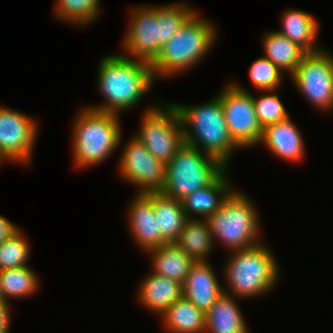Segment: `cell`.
Listing matches in <instances>:
<instances>
[{
	"mask_svg": "<svg viewBox=\"0 0 333 333\" xmlns=\"http://www.w3.org/2000/svg\"><path fill=\"white\" fill-rule=\"evenodd\" d=\"M37 129L35 119L21 111L0 106V163L8 159L28 164L37 138Z\"/></svg>",
	"mask_w": 333,
	"mask_h": 333,
	"instance_id": "obj_13",
	"label": "cell"
},
{
	"mask_svg": "<svg viewBox=\"0 0 333 333\" xmlns=\"http://www.w3.org/2000/svg\"><path fill=\"white\" fill-rule=\"evenodd\" d=\"M127 56L114 54L101 60L97 83L106 101L89 108L119 115L136 106L155 84L150 63Z\"/></svg>",
	"mask_w": 333,
	"mask_h": 333,
	"instance_id": "obj_2",
	"label": "cell"
},
{
	"mask_svg": "<svg viewBox=\"0 0 333 333\" xmlns=\"http://www.w3.org/2000/svg\"><path fill=\"white\" fill-rule=\"evenodd\" d=\"M238 307L231 293L224 290V294L206 313V331L208 333H248L244 316Z\"/></svg>",
	"mask_w": 333,
	"mask_h": 333,
	"instance_id": "obj_20",
	"label": "cell"
},
{
	"mask_svg": "<svg viewBox=\"0 0 333 333\" xmlns=\"http://www.w3.org/2000/svg\"><path fill=\"white\" fill-rule=\"evenodd\" d=\"M282 19V30L278 31L293 43L303 48L307 53L322 50L317 48L316 39L319 29L318 20L312 14L303 10H287ZM316 44V45H315Z\"/></svg>",
	"mask_w": 333,
	"mask_h": 333,
	"instance_id": "obj_19",
	"label": "cell"
},
{
	"mask_svg": "<svg viewBox=\"0 0 333 333\" xmlns=\"http://www.w3.org/2000/svg\"><path fill=\"white\" fill-rule=\"evenodd\" d=\"M99 4V0H57L54 13L60 20L87 26L101 14Z\"/></svg>",
	"mask_w": 333,
	"mask_h": 333,
	"instance_id": "obj_27",
	"label": "cell"
},
{
	"mask_svg": "<svg viewBox=\"0 0 333 333\" xmlns=\"http://www.w3.org/2000/svg\"><path fill=\"white\" fill-rule=\"evenodd\" d=\"M119 116L83 107L72 129V153L78 168L100 164L110 156L121 141Z\"/></svg>",
	"mask_w": 333,
	"mask_h": 333,
	"instance_id": "obj_5",
	"label": "cell"
},
{
	"mask_svg": "<svg viewBox=\"0 0 333 333\" xmlns=\"http://www.w3.org/2000/svg\"><path fill=\"white\" fill-rule=\"evenodd\" d=\"M153 209L162 239L166 243H175L187 219L182 201L153 192Z\"/></svg>",
	"mask_w": 333,
	"mask_h": 333,
	"instance_id": "obj_22",
	"label": "cell"
},
{
	"mask_svg": "<svg viewBox=\"0 0 333 333\" xmlns=\"http://www.w3.org/2000/svg\"><path fill=\"white\" fill-rule=\"evenodd\" d=\"M29 254L28 241L19 229L10 238L0 243V271L27 266Z\"/></svg>",
	"mask_w": 333,
	"mask_h": 333,
	"instance_id": "obj_28",
	"label": "cell"
},
{
	"mask_svg": "<svg viewBox=\"0 0 333 333\" xmlns=\"http://www.w3.org/2000/svg\"><path fill=\"white\" fill-rule=\"evenodd\" d=\"M174 106L181 117L184 142L215 157L227 167L230 156L239 147L229 135L220 98L215 96L202 105L176 103Z\"/></svg>",
	"mask_w": 333,
	"mask_h": 333,
	"instance_id": "obj_3",
	"label": "cell"
},
{
	"mask_svg": "<svg viewBox=\"0 0 333 333\" xmlns=\"http://www.w3.org/2000/svg\"><path fill=\"white\" fill-rule=\"evenodd\" d=\"M19 229L20 228H18V226H15V224H13L7 218L0 215V243L10 238Z\"/></svg>",
	"mask_w": 333,
	"mask_h": 333,
	"instance_id": "obj_32",
	"label": "cell"
},
{
	"mask_svg": "<svg viewBox=\"0 0 333 333\" xmlns=\"http://www.w3.org/2000/svg\"><path fill=\"white\" fill-rule=\"evenodd\" d=\"M227 168L209 185L196 190L194 193L182 200L183 209L187 218H192L191 214L196 213L207 219L214 214L231 194L228 180L224 174Z\"/></svg>",
	"mask_w": 333,
	"mask_h": 333,
	"instance_id": "obj_18",
	"label": "cell"
},
{
	"mask_svg": "<svg viewBox=\"0 0 333 333\" xmlns=\"http://www.w3.org/2000/svg\"><path fill=\"white\" fill-rule=\"evenodd\" d=\"M292 120L267 125L263 128L261 142L276 156L286 161L298 162L304 157V142Z\"/></svg>",
	"mask_w": 333,
	"mask_h": 333,
	"instance_id": "obj_16",
	"label": "cell"
},
{
	"mask_svg": "<svg viewBox=\"0 0 333 333\" xmlns=\"http://www.w3.org/2000/svg\"><path fill=\"white\" fill-rule=\"evenodd\" d=\"M1 286L4 301L27 297L33 294L39 286V279L28 265L0 271Z\"/></svg>",
	"mask_w": 333,
	"mask_h": 333,
	"instance_id": "obj_26",
	"label": "cell"
},
{
	"mask_svg": "<svg viewBox=\"0 0 333 333\" xmlns=\"http://www.w3.org/2000/svg\"><path fill=\"white\" fill-rule=\"evenodd\" d=\"M138 299L146 309L160 316L183 296L182 284L173 279L159 276L151 272L139 287Z\"/></svg>",
	"mask_w": 333,
	"mask_h": 333,
	"instance_id": "obj_17",
	"label": "cell"
},
{
	"mask_svg": "<svg viewBox=\"0 0 333 333\" xmlns=\"http://www.w3.org/2000/svg\"><path fill=\"white\" fill-rule=\"evenodd\" d=\"M152 257V272L183 284L195 261L182 251L175 243L147 251Z\"/></svg>",
	"mask_w": 333,
	"mask_h": 333,
	"instance_id": "obj_21",
	"label": "cell"
},
{
	"mask_svg": "<svg viewBox=\"0 0 333 333\" xmlns=\"http://www.w3.org/2000/svg\"><path fill=\"white\" fill-rule=\"evenodd\" d=\"M119 163L120 175L139 187L138 194L162 191L166 164L152 156L134 136L123 149Z\"/></svg>",
	"mask_w": 333,
	"mask_h": 333,
	"instance_id": "obj_12",
	"label": "cell"
},
{
	"mask_svg": "<svg viewBox=\"0 0 333 333\" xmlns=\"http://www.w3.org/2000/svg\"><path fill=\"white\" fill-rule=\"evenodd\" d=\"M133 200L130 204L128 220L134 241L145 252L165 245L166 242L158 229L157 217L153 209V192L137 193Z\"/></svg>",
	"mask_w": 333,
	"mask_h": 333,
	"instance_id": "obj_14",
	"label": "cell"
},
{
	"mask_svg": "<svg viewBox=\"0 0 333 333\" xmlns=\"http://www.w3.org/2000/svg\"><path fill=\"white\" fill-rule=\"evenodd\" d=\"M263 92L266 94H263L258 98L253 96L255 112L262 128L289 118V114L278 95L273 94L271 90Z\"/></svg>",
	"mask_w": 333,
	"mask_h": 333,
	"instance_id": "obj_29",
	"label": "cell"
},
{
	"mask_svg": "<svg viewBox=\"0 0 333 333\" xmlns=\"http://www.w3.org/2000/svg\"><path fill=\"white\" fill-rule=\"evenodd\" d=\"M282 71L265 56L255 60L249 68V78L258 90L272 92L279 88Z\"/></svg>",
	"mask_w": 333,
	"mask_h": 333,
	"instance_id": "obj_30",
	"label": "cell"
},
{
	"mask_svg": "<svg viewBox=\"0 0 333 333\" xmlns=\"http://www.w3.org/2000/svg\"><path fill=\"white\" fill-rule=\"evenodd\" d=\"M258 215L248 197L233 190L222 206L206 220L213 240L216 238L230 251H236L261 244Z\"/></svg>",
	"mask_w": 333,
	"mask_h": 333,
	"instance_id": "obj_7",
	"label": "cell"
},
{
	"mask_svg": "<svg viewBox=\"0 0 333 333\" xmlns=\"http://www.w3.org/2000/svg\"><path fill=\"white\" fill-rule=\"evenodd\" d=\"M141 6L131 9L123 48L135 60L152 63L163 45L177 33L196 12L189 5ZM125 46V47H124Z\"/></svg>",
	"mask_w": 333,
	"mask_h": 333,
	"instance_id": "obj_1",
	"label": "cell"
},
{
	"mask_svg": "<svg viewBox=\"0 0 333 333\" xmlns=\"http://www.w3.org/2000/svg\"><path fill=\"white\" fill-rule=\"evenodd\" d=\"M10 310L8 301H0V333H10Z\"/></svg>",
	"mask_w": 333,
	"mask_h": 333,
	"instance_id": "obj_31",
	"label": "cell"
},
{
	"mask_svg": "<svg viewBox=\"0 0 333 333\" xmlns=\"http://www.w3.org/2000/svg\"><path fill=\"white\" fill-rule=\"evenodd\" d=\"M217 96L233 142L243 149L261 143L263 128L257 119L252 93L232 83Z\"/></svg>",
	"mask_w": 333,
	"mask_h": 333,
	"instance_id": "obj_10",
	"label": "cell"
},
{
	"mask_svg": "<svg viewBox=\"0 0 333 333\" xmlns=\"http://www.w3.org/2000/svg\"><path fill=\"white\" fill-rule=\"evenodd\" d=\"M265 57L282 72L291 75L307 52L277 31H270L263 37Z\"/></svg>",
	"mask_w": 333,
	"mask_h": 333,
	"instance_id": "obj_25",
	"label": "cell"
},
{
	"mask_svg": "<svg viewBox=\"0 0 333 333\" xmlns=\"http://www.w3.org/2000/svg\"><path fill=\"white\" fill-rule=\"evenodd\" d=\"M183 296L204 313L224 294L208 261L195 262L182 284Z\"/></svg>",
	"mask_w": 333,
	"mask_h": 333,
	"instance_id": "obj_15",
	"label": "cell"
},
{
	"mask_svg": "<svg viewBox=\"0 0 333 333\" xmlns=\"http://www.w3.org/2000/svg\"><path fill=\"white\" fill-rule=\"evenodd\" d=\"M213 236L206 219L187 218L175 244L195 262L207 261L213 249Z\"/></svg>",
	"mask_w": 333,
	"mask_h": 333,
	"instance_id": "obj_23",
	"label": "cell"
},
{
	"mask_svg": "<svg viewBox=\"0 0 333 333\" xmlns=\"http://www.w3.org/2000/svg\"><path fill=\"white\" fill-rule=\"evenodd\" d=\"M232 253L224 266L227 288L232 295L248 299L269 292L277 283V261L264 244Z\"/></svg>",
	"mask_w": 333,
	"mask_h": 333,
	"instance_id": "obj_6",
	"label": "cell"
},
{
	"mask_svg": "<svg viewBox=\"0 0 333 333\" xmlns=\"http://www.w3.org/2000/svg\"><path fill=\"white\" fill-rule=\"evenodd\" d=\"M226 168L215 157L184 143L166 164L165 184L161 193L182 201L196 190L211 184Z\"/></svg>",
	"mask_w": 333,
	"mask_h": 333,
	"instance_id": "obj_8",
	"label": "cell"
},
{
	"mask_svg": "<svg viewBox=\"0 0 333 333\" xmlns=\"http://www.w3.org/2000/svg\"><path fill=\"white\" fill-rule=\"evenodd\" d=\"M166 329L172 333L206 332V313L182 296L161 315Z\"/></svg>",
	"mask_w": 333,
	"mask_h": 333,
	"instance_id": "obj_24",
	"label": "cell"
},
{
	"mask_svg": "<svg viewBox=\"0 0 333 333\" xmlns=\"http://www.w3.org/2000/svg\"><path fill=\"white\" fill-rule=\"evenodd\" d=\"M327 52L307 53L291 78L306 99L328 111L333 110V55Z\"/></svg>",
	"mask_w": 333,
	"mask_h": 333,
	"instance_id": "obj_11",
	"label": "cell"
},
{
	"mask_svg": "<svg viewBox=\"0 0 333 333\" xmlns=\"http://www.w3.org/2000/svg\"><path fill=\"white\" fill-rule=\"evenodd\" d=\"M206 19L199 18L197 11L185 22L150 64L155 77H169L194 67L212 48L217 31Z\"/></svg>",
	"mask_w": 333,
	"mask_h": 333,
	"instance_id": "obj_4",
	"label": "cell"
},
{
	"mask_svg": "<svg viewBox=\"0 0 333 333\" xmlns=\"http://www.w3.org/2000/svg\"><path fill=\"white\" fill-rule=\"evenodd\" d=\"M0 301H4L2 286H1V276H0Z\"/></svg>",
	"mask_w": 333,
	"mask_h": 333,
	"instance_id": "obj_33",
	"label": "cell"
},
{
	"mask_svg": "<svg viewBox=\"0 0 333 333\" xmlns=\"http://www.w3.org/2000/svg\"><path fill=\"white\" fill-rule=\"evenodd\" d=\"M133 136L152 156L167 164L185 143L181 117L174 103L147 109L140 130Z\"/></svg>",
	"mask_w": 333,
	"mask_h": 333,
	"instance_id": "obj_9",
	"label": "cell"
}]
</instances>
